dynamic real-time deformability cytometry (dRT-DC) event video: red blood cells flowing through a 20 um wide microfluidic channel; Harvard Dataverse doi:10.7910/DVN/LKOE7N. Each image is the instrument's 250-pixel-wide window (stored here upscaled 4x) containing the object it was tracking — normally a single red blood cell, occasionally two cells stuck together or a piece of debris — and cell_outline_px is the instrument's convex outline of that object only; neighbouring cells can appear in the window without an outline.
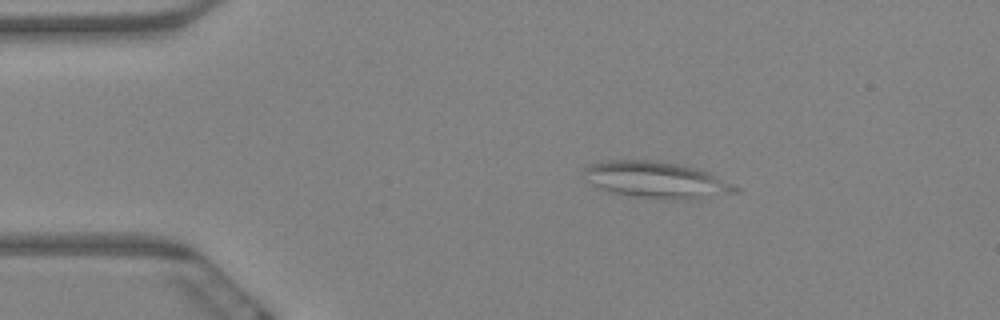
{"species": "Egyptian fruit bat (a non-hibernating species)", "species_latin": "Rousettus aegyptiacus", "temperature_condition": "warm", "stored_images_in_passage": 11, "camera_frame_rate_fps": 3000, "um_per_image_px": 0.085, "animal": {"sex": "female"}, "frame": {"image": 1, "passage_image": 9, "time_ms": 2.667, "image_size_px": [1000, 320], "cell_outline_px": [[740, 192], [692, 200], [680, 200], [636, 196], [616, 192], [600, 188], [584, 180], [584, 168], [588, 164], [604, 160], [656, 160], [680, 164], [696, 168], [740, 188]], "centroid_in_image_um": [55.77, 15.28], "position_along_channel_um": 29.2, "area_um2": 32.02}}